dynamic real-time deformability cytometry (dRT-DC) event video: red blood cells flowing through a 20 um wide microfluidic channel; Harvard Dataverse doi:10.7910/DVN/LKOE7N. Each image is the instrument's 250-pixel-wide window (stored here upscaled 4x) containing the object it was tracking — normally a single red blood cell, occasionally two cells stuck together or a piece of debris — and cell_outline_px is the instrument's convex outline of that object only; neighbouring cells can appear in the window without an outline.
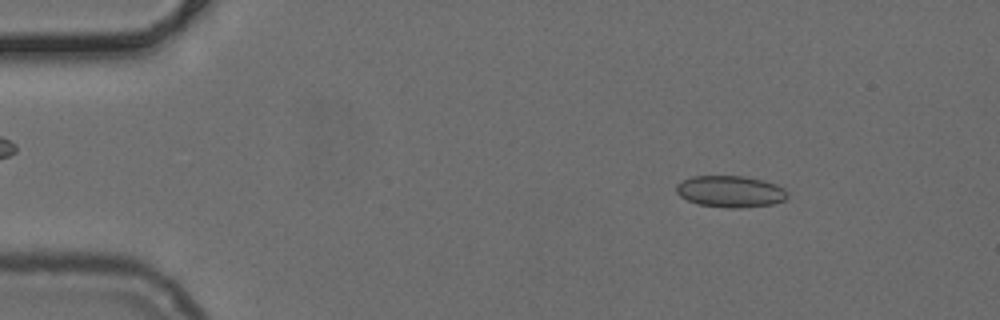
{"species": "common noctule bat (a hibernating species)", "species_latin": "Nyctalus noctula", "temperature_condition": "cold", "stored_images_in_passage": 51, "camera_frame_rate_fps": 3000, "um_per_image_px": 0.085, "animal": {"sex": "female", "body_mass_g": 24.6, "forearm_length_mm": 56.2}, "frame": {"image": 1, "passage_image": 7, "time_ms": 2.0, "image_size_px": [1000, 320], "cell_outline_px": [[788, 196], [784, 200], [772, 204], [740, 208], [728, 208], [696, 204], [680, 196], [676, 192], [676, 184], [692, 176], [744, 176], [764, 180], [776, 184], [784, 188], [788, 192]], "centroid_in_image_um": [62.09, 16.28], "position_along_channel_um": 22.9, "area_um2": 20.58}}
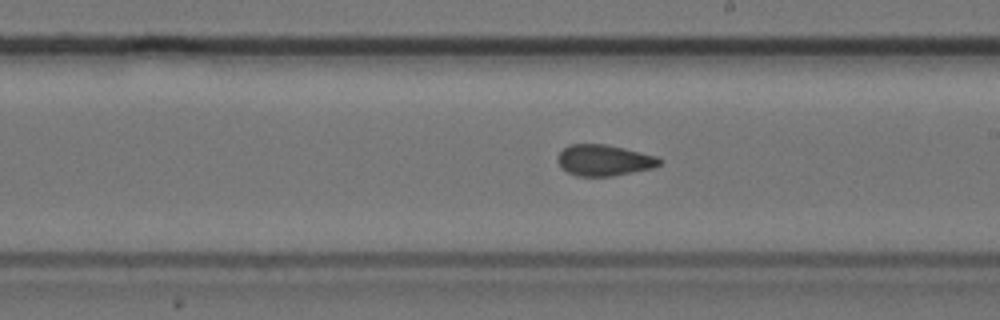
{"frame": {"image": 2, "passage_image": 29, "time_ms": 9.333, "image_size_px": [1000, 320], "cell_outline_px": [[664, 160], [660, 164], [652, 168], [612, 176], [576, 176], [560, 168], [556, 160], [556, 156], [568, 144], [608, 144], [656, 156]], "centroid_in_image_um": [51.31, 13.62], "position_along_channel_um": 237.7, "area_um2": 18.61}}
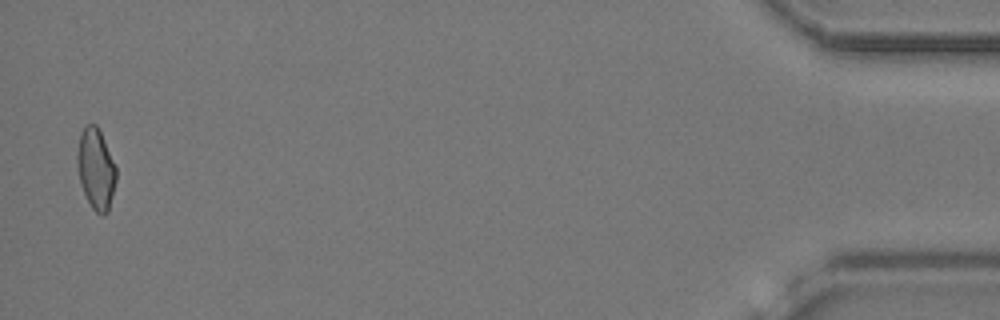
{"frame": {"image": 3, "passage_image": 50, "time_ms": 16.333, "image_size_px": [1000, 320], "cell_outline_px": [[116, 180], [108, 212], [104, 216], [96, 212], [92, 208], [80, 184], [76, 160], [76, 156], [80, 132], [88, 124], [96, 124], [104, 140], [116, 168]], "centroid_in_image_um": [8.14, 14.37], "position_along_channel_um": 427.1, "area_um2": 18.21}}